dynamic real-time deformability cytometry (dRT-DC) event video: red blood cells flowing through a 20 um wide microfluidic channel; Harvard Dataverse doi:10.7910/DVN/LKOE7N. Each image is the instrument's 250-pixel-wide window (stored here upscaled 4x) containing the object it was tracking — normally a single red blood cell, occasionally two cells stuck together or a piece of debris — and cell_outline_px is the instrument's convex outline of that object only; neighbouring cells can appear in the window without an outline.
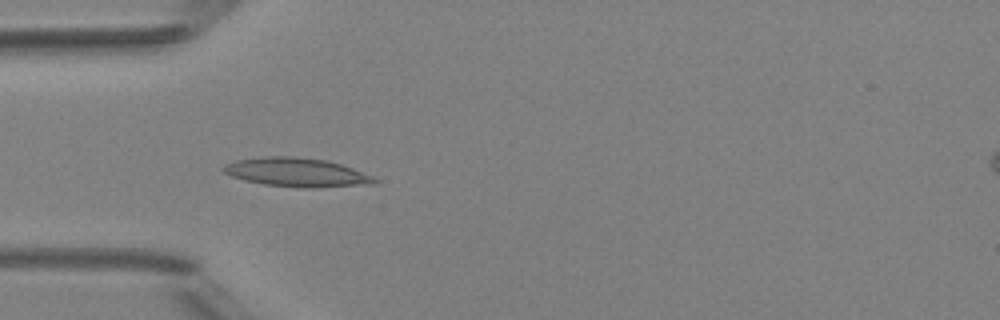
{"species": "Egyptian fruit bat (a non-hibernating species)", "species_latin": "Rousettus aegyptiacus", "temperature_condition": "room temperature", "stored_images_in_passage": 7, "camera_frame_rate_fps": 3000, "um_per_image_px": 0.085, "animal": {"sex": "female"}, "frame": {"image": 1, "passage_image": 5, "time_ms": 4.667, "image_size_px": [1000, 320], "cell_outline_px": [[380, 180], [376, 184], [312, 188], [300, 188], [264, 184], [244, 180], [232, 176], [224, 172], [224, 168], [228, 164], [236, 160], [264, 156], [292, 156], [328, 160], [352, 168], [372, 176]], "centroid_in_image_um": [25.27, 14.66], "position_along_channel_um": 59.7, "area_um2": 25.37}}
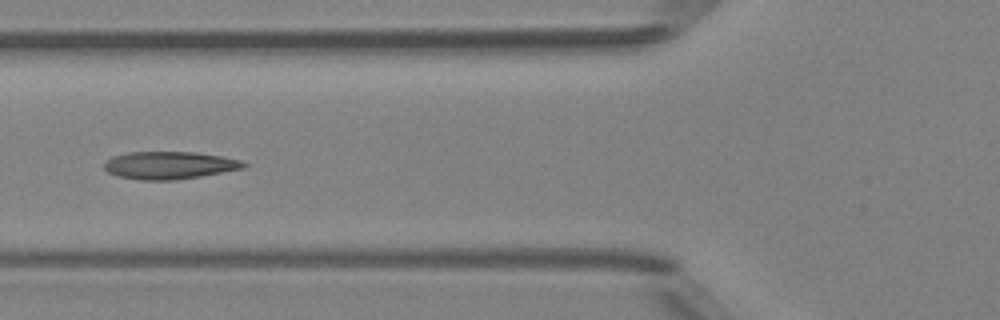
{"frame": {"image": 2, "passage_image": 6, "time_ms": 6.0, "image_size_px": [1000, 320], "cell_outline_px": [[248, 164], [244, 168], [200, 176], [176, 180], [140, 180], [116, 176], [108, 172], [104, 168], [104, 160], [112, 156], [128, 152], [196, 152], [220, 156], [240, 160]], "centroid_in_image_um": [14.35, 14.05], "position_along_channel_um": 111.5, "area_um2": 22.48}}
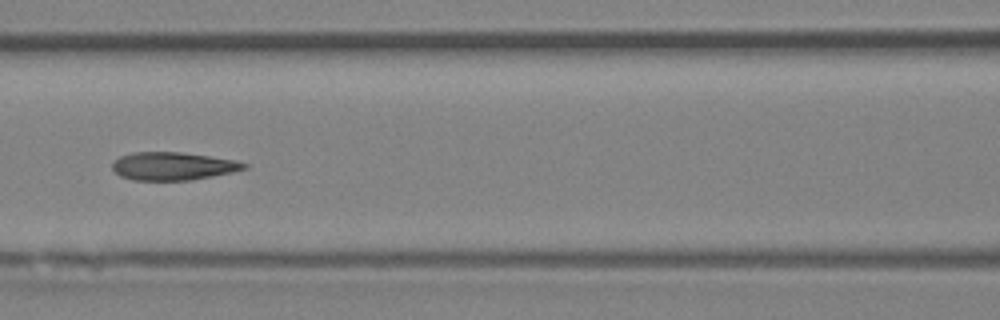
{"frame": {"image": 3, "passage_image": 7, "time_ms": 7.0, "image_size_px": [1000, 320], "cell_outline_px": [[248, 168], [232, 172], [192, 180], [132, 180], [120, 176], [112, 168], [112, 164], [120, 156], [132, 152], [180, 152], [236, 160], [248, 164]], "centroid_in_image_um": [14.71, 14.12], "position_along_channel_um": 151.9, "area_um2": 21.44}}